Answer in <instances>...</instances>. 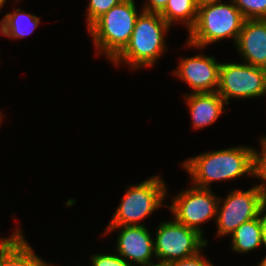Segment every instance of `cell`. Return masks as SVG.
<instances>
[{
	"instance_id": "6da1fadb",
	"label": "cell",
	"mask_w": 266,
	"mask_h": 266,
	"mask_svg": "<svg viewBox=\"0 0 266 266\" xmlns=\"http://www.w3.org/2000/svg\"><path fill=\"white\" fill-rule=\"evenodd\" d=\"M254 149L239 145L214 150L190 157L181 165L190 174L191 185L211 189V183L215 181H231L245 174L254 178Z\"/></svg>"
},
{
	"instance_id": "7a4b0ae2",
	"label": "cell",
	"mask_w": 266,
	"mask_h": 266,
	"mask_svg": "<svg viewBox=\"0 0 266 266\" xmlns=\"http://www.w3.org/2000/svg\"><path fill=\"white\" fill-rule=\"evenodd\" d=\"M170 28L159 13L141 10L129 43L111 63L116 67L128 64L134 70L154 66L167 51L165 34Z\"/></svg>"
},
{
	"instance_id": "3957f363",
	"label": "cell",
	"mask_w": 266,
	"mask_h": 266,
	"mask_svg": "<svg viewBox=\"0 0 266 266\" xmlns=\"http://www.w3.org/2000/svg\"><path fill=\"white\" fill-rule=\"evenodd\" d=\"M245 18L230 0L198 7L197 21L188 32L186 47L203 49L215 42L231 38L236 44Z\"/></svg>"
},
{
	"instance_id": "277c9868",
	"label": "cell",
	"mask_w": 266,
	"mask_h": 266,
	"mask_svg": "<svg viewBox=\"0 0 266 266\" xmlns=\"http://www.w3.org/2000/svg\"><path fill=\"white\" fill-rule=\"evenodd\" d=\"M134 0H123L99 17L88 32L98 54L113 61L127 46L139 16Z\"/></svg>"
},
{
	"instance_id": "5b68a950",
	"label": "cell",
	"mask_w": 266,
	"mask_h": 266,
	"mask_svg": "<svg viewBox=\"0 0 266 266\" xmlns=\"http://www.w3.org/2000/svg\"><path fill=\"white\" fill-rule=\"evenodd\" d=\"M167 193L165 181L158 175L139 184L129 185L109 225H144L140 221L161 207Z\"/></svg>"
},
{
	"instance_id": "8992f818",
	"label": "cell",
	"mask_w": 266,
	"mask_h": 266,
	"mask_svg": "<svg viewBox=\"0 0 266 266\" xmlns=\"http://www.w3.org/2000/svg\"><path fill=\"white\" fill-rule=\"evenodd\" d=\"M155 234L154 253L157 265L166 266L172 261L191 257L208 244V240L196 230L174 218L159 223Z\"/></svg>"
},
{
	"instance_id": "52a82bcc",
	"label": "cell",
	"mask_w": 266,
	"mask_h": 266,
	"mask_svg": "<svg viewBox=\"0 0 266 266\" xmlns=\"http://www.w3.org/2000/svg\"><path fill=\"white\" fill-rule=\"evenodd\" d=\"M225 199L219 197L217 207V237L229 235L241 224L259 216L266 198L255 185L247 191L231 190Z\"/></svg>"
},
{
	"instance_id": "ba28073f",
	"label": "cell",
	"mask_w": 266,
	"mask_h": 266,
	"mask_svg": "<svg viewBox=\"0 0 266 266\" xmlns=\"http://www.w3.org/2000/svg\"><path fill=\"white\" fill-rule=\"evenodd\" d=\"M228 105L232 99L266 95V69L247 63H221L216 91Z\"/></svg>"
},
{
	"instance_id": "9c48e42d",
	"label": "cell",
	"mask_w": 266,
	"mask_h": 266,
	"mask_svg": "<svg viewBox=\"0 0 266 266\" xmlns=\"http://www.w3.org/2000/svg\"><path fill=\"white\" fill-rule=\"evenodd\" d=\"M184 190V191H183ZM165 205L173 213L172 217L185 226L196 230L204 237L202 224L216 219L219 196L211 189L198 188L193 185L183 189Z\"/></svg>"
},
{
	"instance_id": "30bf717a",
	"label": "cell",
	"mask_w": 266,
	"mask_h": 266,
	"mask_svg": "<svg viewBox=\"0 0 266 266\" xmlns=\"http://www.w3.org/2000/svg\"><path fill=\"white\" fill-rule=\"evenodd\" d=\"M118 228L115 251L119 256L134 266L157 265L152 261L155 257L154 239L145 225H108L103 235Z\"/></svg>"
},
{
	"instance_id": "8fae6325",
	"label": "cell",
	"mask_w": 266,
	"mask_h": 266,
	"mask_svg": "<svg viewBox=\"0 0 266 266\" xmlns=\"http://www.w3.org/2000/svg\"><path fill=\"white\" fill-rule=\"evenodd\" d=\"M221 62L215 57L198 54L194 57L181 58L174 71L191 89V93L215 92L219 83Z\"/></svg>"
},
{
	"instance_id": "7c38bea8",
	"label": "cell",
	"mask_w": 266,
	"mask_h": 266,
	"mask_svg": "<svg viewBox=\"0 0 266 266\" xmlns=\"http://www.w3.org/2000/svg\"><path fill=\"white\" fill-rule=\"evenodd\" d=\"M235 48L244 63L266 69V19H245Z\"/></svg>"
},
{
	"instance_id": "4fadbf2b",
	"label": "cell",
	"mask_w": 266,
	"mask_h": 266,
	"mask_svg": "<svg viewBox=\"0 0 266 266\" xmlns=\"http://www.w3.org/2000/svg\"><path fill=\"white\" fill-rule=\"evenodd\" d=\"M191 115L192 127L202 129L210 126L221 116L226 101L215 92L187 93L184 95ZM224 111V112H223Z\"/></svg>"
},
{
	"instance_id": "5bb4252c",
	"label": "cell",
	"mask_w": 266,
	"mask_h": 266,
	"mask_svg": "<svg viewBox=\"0 0 266 266\" xmlns=\"http://www.w3.org/2000/svg\"><path fill=\"white\" fill-rule=\"evenodd\" d=\"M40 18L20 8L4 15L0 20V33L8 38L21 39L31 35L38 27Z\"/></svg>"
},
{
	"instance_id": "9a60e30c",
	"label": "cell",
	"mask_w": 266,
	"mask_h": 266,
	"mask_svg": "<svg viewBox=\"0 0 266 266\" xmlns=\"http://www.w3.org/2000/svg\"><path fill=\"white\" fill-rule=\"evenodd\" d=\"M230 236L232 252L248 253L262 246L260 214L241 224Z\"/></svg>"
},
{
	"instance_id": "2e32d148",
	"label": "cell",
	"mask_w": 266,
	"mask_h": 266,
	"mask_svg": "<svg viewBox=\"0 0 266 266\" xmlns=\"http://www.w3.org/2000/svg\"><path fill=\"white\" fill-rule=\"evenodd\" d=\"M159 14L170 26L182 23L189 32L197 21L198 6L196 0H168Z\"/></svg>"
},
{
	"instance_id": "e0dca14e",
	"label": "cell",
	"mask_w": 266,
	"mask_h": 266,
	"mask_svg": "<svg viewBox=\"0 0 266 266\" xmlns=\"http://www.w3.org/2000/svg\"><path fill=\"white\" fill-rule=\"evenodd\" d=\"M23 235L3 256L1 266H45Z\"/></svg>"
},
{
	"instance_id": "ac0fdd59",
	"label": "cell",
	"mask_w": 266,
	"mask_h": 266,
	"mask_svg": "<svg viewBox=\"0 0 266 266\" xmlns=\"http://www.w3.org/2000/svg\"><path fill=\"white\" fill-rule=\"evenodd\" d=\"M259 139L261 151L258 152L254 149L253 177L261 179L262 183L256 186L266 198V136H261Z\"/></svg>"
},
{
	"instance_id": "d6986e66",
	"label": "cell",
	"mask_w": 266,
	"mask_h": 266,
	"mask_svg": "<svg viewBox=\"0 0 266 266\" xmlns=\"http://www.w3.org/2000/svg\"><path fill=\"white\" fill-rule=\"evenodd\" d=\"M245 19H266V0H232Z\"/></svg>"
},
{
	"instance_id": "ffe728a7",
	"label": "cell",
	"mask_w": 266,
	"mask_h": 266,
	"mask_svg": "<svg viewBox=\"0 0 266 266\" xmlns=\"http://www.w3.org/2000/svg\"><path fill=\"white\" fill-rule=\"evenodd\" d=\"M123 0H89L86 16L87 29L102 15L108 12L113 6L121 3Z\"/></svg>"
},
{
	"instance_id": "44dd1931",
	"label": "cell",
	"mask_w": 266,
	"mask_h": 266,
	"mask_svg": "<svg viewBox=\"0 0 266 266\" xmlns=\"http://www.w3.org/2000/svg\"><path fill=\"white\" fill-rule=\"evenodd\" d=\"M92 266H134L127 262L123 257L117 253L112 254H92L90 256Z\"/></svg>"
},
{
	"instance_id": "7402d4cb",
	"label": "cell",
	"mask_w": 266,
	"mask_h": 266,
	"mask_svg": "<svg viewBox=\"0 0 266 266\" xmlns=\"http://www.w3.org/2000/svg\"><path fill=\"white\" fill-rule=\"evenodd\" d=\"M201 252L202 250L191 257L172 261L166 266H213L212 262L202 255Z\"/></svg>"
},
{
	"instance_id": "603a6c76",
	"label": "cell",
	"mask_w": 266,
	"mask_h": 266,
	"mask_svg": "<svg viewBox=\"0 0 266 266\" xmlns=\"http://www.w3.org/2000/svg\"><path fill=\"white\" fill-rule=\"evenodd\" d=\"M24 235L23 231H21L18 228H16L13 232V234H11V236L9 235V237L0 238V266H1V262H2V258L4 256V254Z\"/></svg>"
},
{
	"instance_id": "cb8c5ba5",
	"label": "cell",
	"mask_w": 266,
	"mask_h": 266,
	"mask_svg": "<svg viewBox=\"0 0 266 266\" xmlns=\"http://www.w3.org/2000/svg\"><path fill=\"white\" fill-rule=\"evenodd\" d=\"M168 0H147L142 11L160 13L167 5Z\"/></svg>"
},
{
	"instance_id": "d4e9b609",
	"label": "cell",
	"mask_w": 266,
	"mask_h": 266,
	"mask_svg": "<svg viewBox=\"0 0 266 266\" xmlns=\"http://www.w3.org/2000/svg\"><path fill=\"white\" fill-rule=\"evenodd\" d=\"M260 223L262 246L266 249V204L262 207L260 211Z\"/></svg>"
},
{
	"instance_id": "484cf974",
	"label": "cell",
	"mask_w": 266,
	"mask_h": 266,
	"mask_svg": "<svg viewBox=\"0 0 266 266\" xmlns=\"http://www.w3.org/2000/svg\"><path fill=\"white\" fill-rule=\"evenodd\" d=\"M222 1L223 0H196V3H197L198 7H201V6H206V5H210V4L220 3Z\"/></svg>"
},
{
	"instance_id": "4316f807",
	"label": "cell",
	"mask_w": 266,
	"mask_h": 266,
	"mask_svg": "<svg viewBox=\"0 0 266 266\" xmlns=\"http://www.w3.org/2000/svg\"><path fill=\"white\" fill-rule=\"evenodd\" d=\"M7 0H0V11H1V9L3 8V6H4V4H5V2H6ZM14 1H19V0H14Z\"/></svg>"
},
{
	"instance_id": "83f0119b",
	"label": "cell",
	"mask_w": 266,
	"mask_h": 266,
	"mask_svg": "<svg viewBox=\"0 0 266 266\" xmlns=\"http://www.w3.org/2000/svg\"><path fill=\"white\" fill-rule=\"evenodd\" d=\"M257 266H266V263L263 260H261L260 263H258Z\"/></svg>"
},
{
	"instance_id": "f1b7e54d",
	"label": "cell",
	"mask_w": 266,
	"mask_h": 266,
	"mask_svg": "<svg viewBox=\"0 0 266 266\" xmlns=\"http://www.w3.org/2000/svg\"><path fill=\"white\" fill-rule=\"evenodd\" d=\"M3 114L0 112V126H1V122H2V119H3Z\"/></svg>"
},
{
	"instance_id": "f546056e",
	"label": "cell",
	"mask_w": 266,
	"mask_h": 266,
	"mask_svg": "<svg viewBox=\"0 0 266 266\" xmlns=\"http://www.w3.org/2000/svg\"><path fill=\"white\" fill-rule=\"evenodd\" d=\"M262 260L266 263V256L264 258H262Z\"/></svg>"
},
{
	"instance_id": "4dcf8cb0",
	"label": "cell",
	"mask_w": 266,
	"mask_h": 266,
	"mask_svg": "<svg viewBox=\"0 0 266 266\" xmlns=\"http://www.w3.org/2000/svg\"><path fill=\"white\" fill-rule=\"evenodd\" d=\"M45 266H53L52 264H49V262Z\"/></svg>"
}]
</instances>
